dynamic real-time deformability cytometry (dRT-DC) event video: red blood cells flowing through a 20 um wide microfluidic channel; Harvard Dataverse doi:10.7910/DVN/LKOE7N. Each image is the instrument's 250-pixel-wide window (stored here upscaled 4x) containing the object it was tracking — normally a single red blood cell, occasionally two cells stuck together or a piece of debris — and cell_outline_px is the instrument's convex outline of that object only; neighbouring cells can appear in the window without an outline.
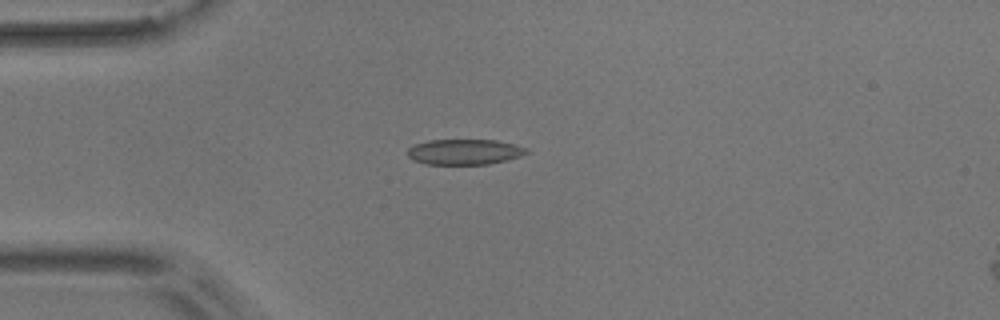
{"species": "common noctule bat (a hibernating species)", "species_latin": "Nyctalus noctula", "temperature_condition": "room temperature", "stored_images_in_passage": 1, "camera_frame_rate_fps": 3000, "um_per_image_px": 0.085, "animal": {"sex": "male", "body_mass_g": 17.9}, "frame": {"image": 1, "passage_image": 1, "time_ms": 0.0, "image_size_px": [1000, 320], "cell_outline_px": [[528, 152], [520, 156], [508, 160], [488, 164], [428, 164], [412, 160], [408, 156], [408, 148], [416, 144], [428, 140], [496, 140], [516, 144], [528, 148]], "centroid_in_image_um": [39.51, 12.91], "position_along_channel_um": 45.5, "area_um2": 17.69}}